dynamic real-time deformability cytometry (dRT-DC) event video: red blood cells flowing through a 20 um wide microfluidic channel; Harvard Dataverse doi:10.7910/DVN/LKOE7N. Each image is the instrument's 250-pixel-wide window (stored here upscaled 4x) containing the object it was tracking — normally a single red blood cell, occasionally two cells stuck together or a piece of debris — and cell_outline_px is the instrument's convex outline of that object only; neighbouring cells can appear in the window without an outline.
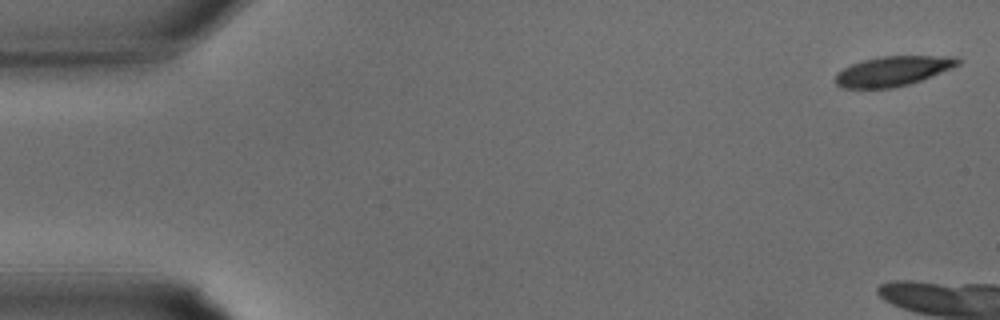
{"species": "common noctule bat (a hibernating species)", "species_latin": "Nyctalus noctula", "temperature_condition": "warm", "stored_images_in_passage": 11, "camera_frame_rate_fps": 3000, "um_per_image_px": 0.085, "animal": {"sex": "male", "body_mass_g": 15.6}, "frame": {"image": 1, "passage_image": 1, "time_ms": 0.0, "image_size_px": [1000, 320], "cell_outline_px": [[960, 64], [952, 68], [920, 80], [908, 84], [892, 88], [840, 88], [836, 84], [836, 72], [852, 64], [864, 60], [880, 56], [956, 56], [960, 60]], "centroid_in_image_um": [75.89, 6.04], "position_along_channel_um": 9.1, "area_um2": 21.15}}
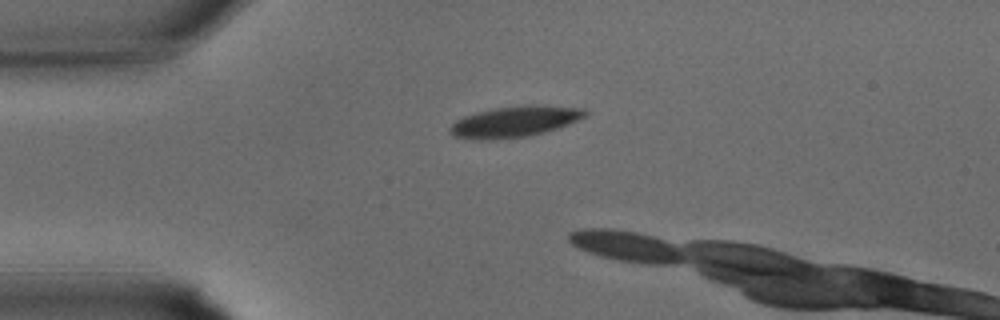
{"frame": {"image": 2, "passage_image": 8, "time_ms": 2.333, "image_size_px": [1000, 320], "cell_outline_px": [[588, 116], [568, 124], [544, 132], [524, 136], [488, 140], [472, 140], [456, 136], [448, 132], [448, 128], [456, 120], [464, 116], [476, 112], [496, 108], [536, 104], [584, 108], [588, 112]], "centroid_in_image_um": [43.75, 10.33], "position_along_channel_um": 41.2, "area_um2": 24.33}}